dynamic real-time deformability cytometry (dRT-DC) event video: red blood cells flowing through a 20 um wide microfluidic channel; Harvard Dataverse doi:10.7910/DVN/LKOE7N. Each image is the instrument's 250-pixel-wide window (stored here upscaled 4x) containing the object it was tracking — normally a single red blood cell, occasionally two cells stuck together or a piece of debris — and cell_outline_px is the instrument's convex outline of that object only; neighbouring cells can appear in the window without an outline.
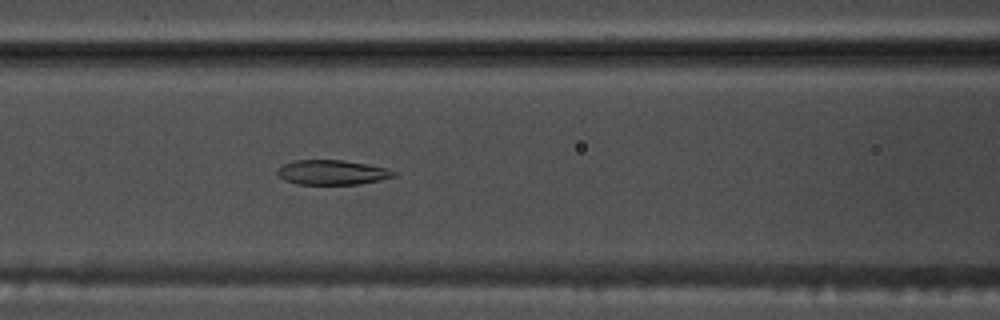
{"species": "common noctule bat (a hibernating species)", "species_latin": "Nyctalus noctula", "temperature_condition": "warm", "stored_images_in_passage": 53, "camera_frame_rate_fps": 3000, "um_per_image_px": 0.085, "animal": {"sex": "male", "body_mass_g": 17.5, "forearm_length_mm": 52.3}, "frame": {"image": 1, "passage_image": 22, "time_ms": 7.0, "image_size_px": [1000, 320], "cell_outline_px": [[396, 176], [380, 180], [360, 184], [296, 184], [284, 180], [276, 172], [276, 168], [284, 164], [296, 160], [344, 160], [368, 164], [388, 168], [396, 172]], "centroid_in_image_um": [28.24, 14.65], "position_along_channel_um": 138.4, "area_um2": 16.88}}
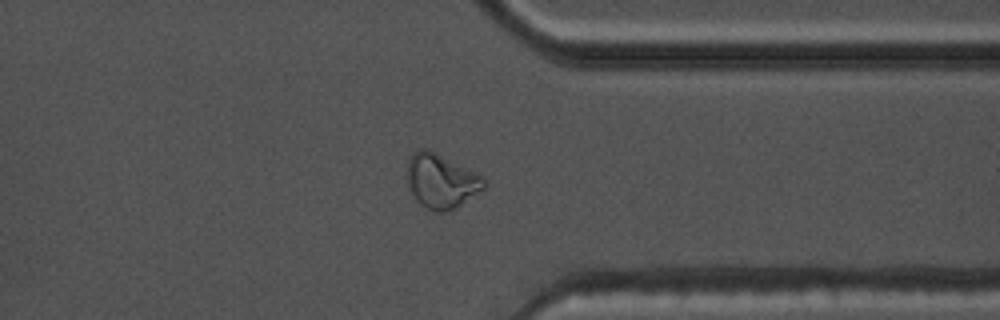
{"frame": {"image": 2, "passage_image": 41, "time_ms": 13.333, "image_size_px": [1000, 320], "cell_outline_px": [[488, 184], [484, 188], [456, 208], [448, 212], [432, 212], [424, 208], [416, 200], [408, 184], [408, 160], [420, 148], [428, 148], [484, 176]], "centroid_in_image_um": [37.53, 15.41], "position_along_channel_um": 373.9, "area_um2": 24.45}}
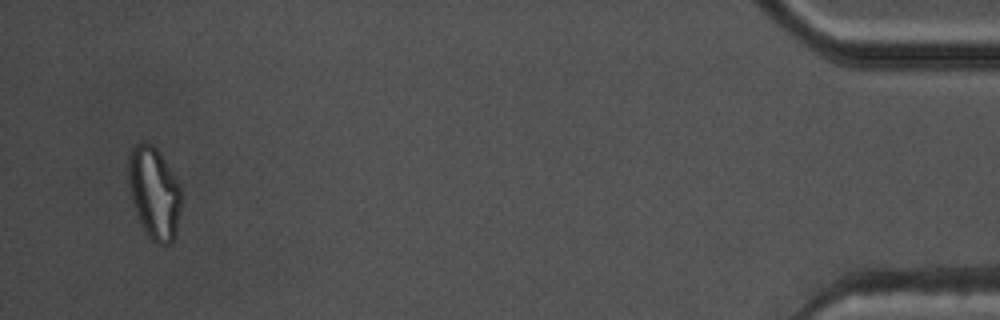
{"frame": {"image": 3, "passage_image": 51, "time_ms": 16.667, "image_size_px": [1000, 320], "cell_outline_px": [[180, 208], [176, 236], [172, 244], [156, 244], [144, 232], [132, 204], [128, 180], [128, 156], [132, 148], [136, 144], [144, 140], [152, 144], [156, 148], [164, 160], [176, 180], [180, 188]], "centroid_in_image_um": [13.07, 16.42], "position_along_channel_um": 422.1, "area_um2": 28.44}, "authors_computed_cell_mechanics": {"area_um2": 20.1144, "velocity_mm_per_s": 3.7635, "shape_relaxation_time_tau1_ms": null, "shape_relaxation_time_tau2_ms": 2.863, "deformation_change_tau1": null, "deformation_change_tau2": 0.0927}}